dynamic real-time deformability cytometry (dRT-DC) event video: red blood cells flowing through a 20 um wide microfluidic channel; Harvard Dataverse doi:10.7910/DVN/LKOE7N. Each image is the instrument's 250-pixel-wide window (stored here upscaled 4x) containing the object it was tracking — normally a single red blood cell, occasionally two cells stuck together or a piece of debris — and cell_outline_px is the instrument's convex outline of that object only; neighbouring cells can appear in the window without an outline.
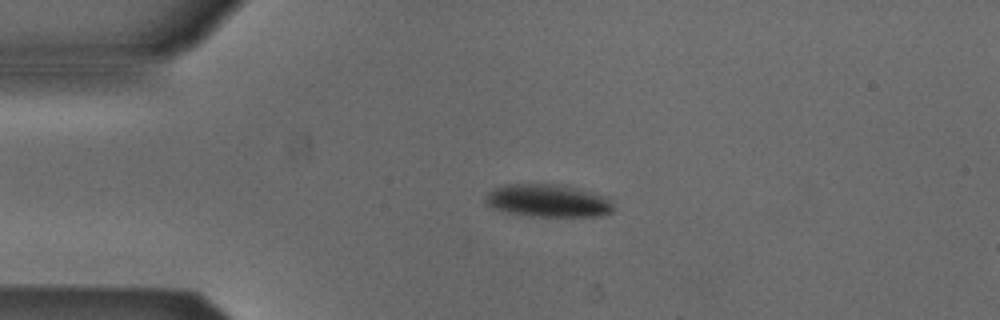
{"species": "Egyptian fruit bat (a non-hibernating species)", "species_latin": "Rousettus aegyptiacus", "temperature_condition": "cold", "stored_images_in_passage": 51, "camera_frame_rate_fps": 3000, "um_per_image_px": 0.085, "animal": {"sex": "male"}, "frame": {"image": 1, "passage_image": 10, "time_ms": 3.0, "image_size_px": [1000, 320], "cell_outline_px": [[612, 212], [600, 216], [528, 216], [508, 212], [492, 208], [484, 204], [484, 196], [492, 188], [504, 184], [560, 184], [608, 196], [612, 200]], "centroid_in_image_um": [46.54, 17.05], "position_along_channel_um": 38.5, "area_um2": 24.74}}
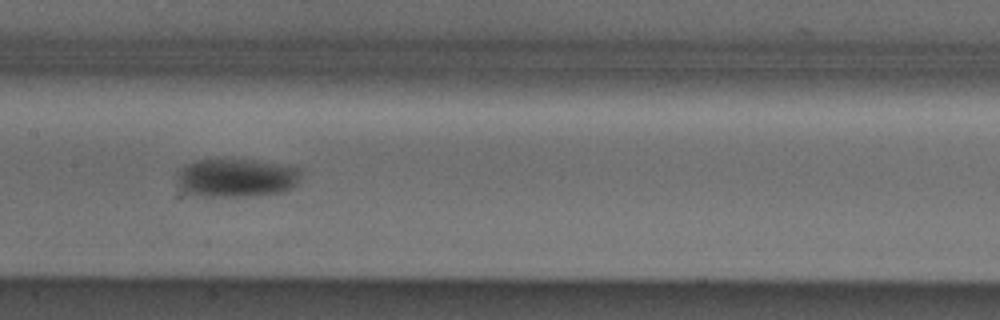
{"frame": {"image": 2, "passage_image": 24, "time_ms": 7.667, "image_size_px": [1000, 320], "cell_outline_px": [[300, 168], [296, 184], [292, 188], [284, 192], [252, 196], [200, 196], [184, 192], [176, 184], [176, 176], [188, 164], [196, 160], [252, 160]], "centroid_in_image_um": [20.06, 15.14], "position_along_channel_um": 187.3, "area_um2": 27.51}}
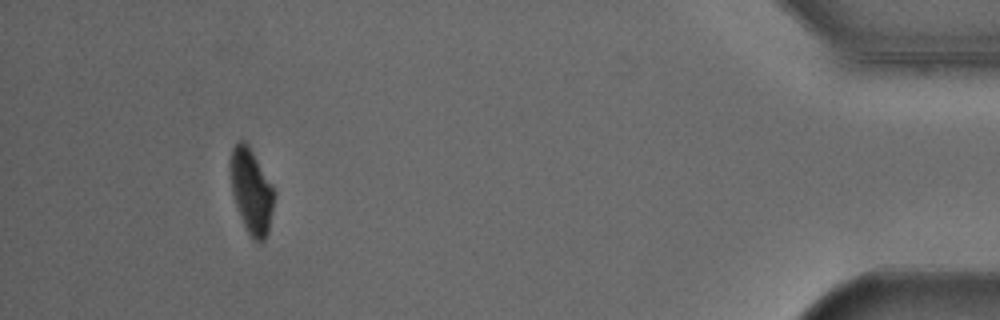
{"frame": {"image": 3, "passage_image": 47, "time_ms": 15.333, "image_size_px": [1000, 320], "cell_outline_px": [[276, 192], [268, 232], [264, 240], [260, 244], [248, 232], [244, 224], [236, 204], [232, 192], [228, 164], [232, 148], [240, 140], [244, 140], [248, 144], [272, 184]], "centroid_in_image_um": [21.36, 16.2], "position_along_channel_um": 413.8, "area_um2": 21.68}, "authors_computed_cell_mechanics": {"area_um2": 24.3338, "velocity_mm_per_s": 3.849, "shape_relaxation_time_tau1_ms": 3.3182, "shape_relaxation_time_tau2_ms": null, "deformation_change_tau1": 0.1038, "deformation_change_tau2": null}}